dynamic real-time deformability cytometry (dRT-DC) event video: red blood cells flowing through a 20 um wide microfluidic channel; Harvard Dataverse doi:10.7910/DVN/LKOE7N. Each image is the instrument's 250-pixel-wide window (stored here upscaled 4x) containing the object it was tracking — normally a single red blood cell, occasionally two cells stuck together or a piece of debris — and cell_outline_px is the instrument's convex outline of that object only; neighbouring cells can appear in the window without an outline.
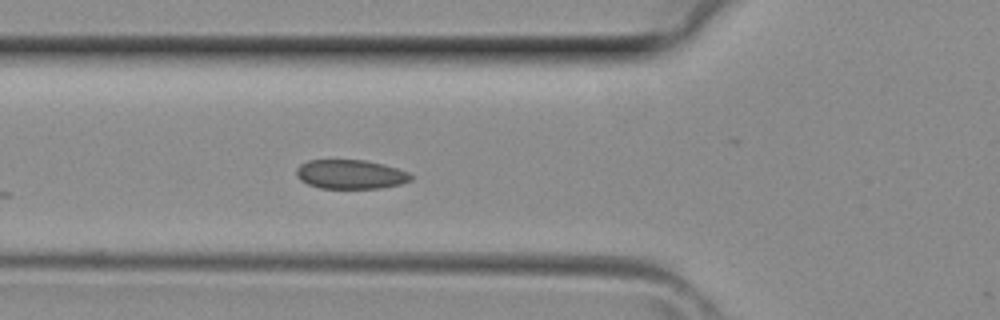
{"species": "common noctule bat (a hibernating species)", "species_latin": "Nyctalus noctula", "temperature_condition": "room temperature", "stored_images_in_passage": 18, "camera_frame_rate_fps": 3000, "um_per_image_px": 0.085, "animal": {"sex": "female", "body_mass_g": 29.2, "forearm_length_mm": 56.3}, "frame": {"image": 1, "passage_image": 14, "time_ms": 4.333, "image_size_px": [1000, 320], "cell_outline_px": [[412, 180], [400, 184], [380, 188], [320, 188], [308, 184], [300, 180], [296, 176], [296, 168], [300, 164], [308, 160], [368, 160], [384, 164], [412, 172]], "centroid_in_image_um": [29.82, 14.81], "position_along_channel_um": 96.0, "area_um2": 19.71}}
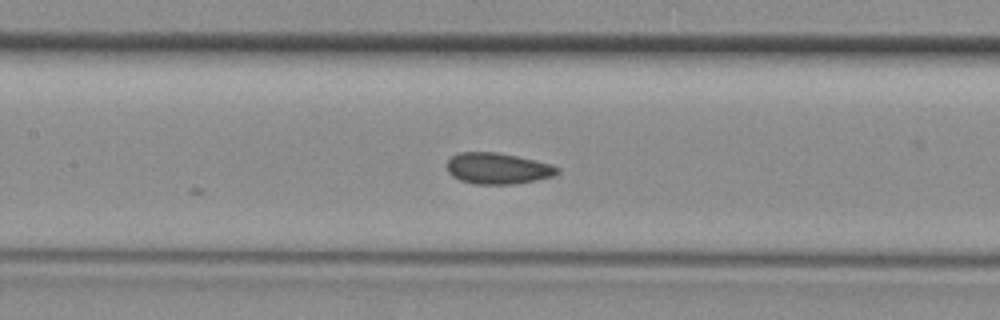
{"frame": {"image": 2, "passage_image": 18, "time_ms": 5.667, "image_size_px": [1000, 320], "cell_outline_px": [[560, 172], [556, 176], [536, 180], [512, 184], [472, 184], [460, 180], [452, 176], [448, 172], [448, 160], [452, 156], [460, 152], [496, 152], [516, 156], [548, 164], [560, 168]], "centroid_in_image_um": [42.3, 14.33], "position_along_channel_um": 165.1, "area_um2": 19.94}}